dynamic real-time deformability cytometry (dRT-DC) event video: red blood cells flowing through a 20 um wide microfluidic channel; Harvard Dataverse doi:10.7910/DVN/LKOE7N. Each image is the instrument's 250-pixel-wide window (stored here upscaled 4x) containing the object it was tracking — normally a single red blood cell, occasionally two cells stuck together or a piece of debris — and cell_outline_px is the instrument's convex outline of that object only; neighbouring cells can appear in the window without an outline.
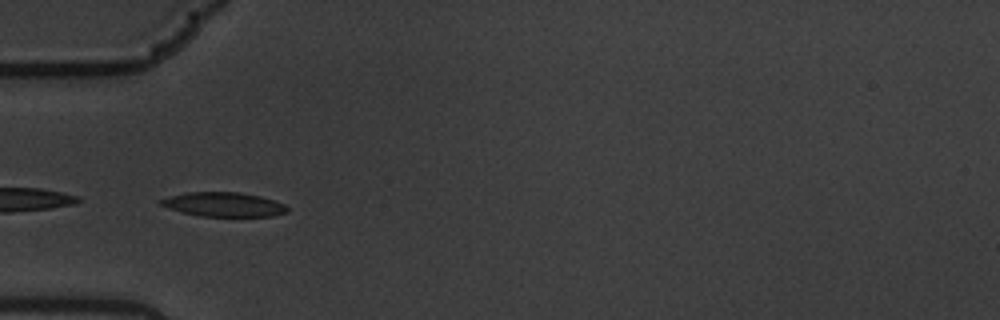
{"species": "common noctule bat (a hibernating species)", "species_latin": "Nyctalus noctula", "temperature_condition": "warm", "stored_images_in_passage": 5, "camera_frame_rate_fps": 3000, "um_per_image_px": 0.085, "animal": {"sex": "male", "body_mass_g": 19.5, "forearm_length_mm": 54.6}, "frame": {"image": 1, "passage_image": 4, "time_ms": 1.0, "image_size_px": [1000, 320], "cell_outline_px": [[288, 212], [272, 216], [200, 216], [168, 208], [160, 204], [160, 200], [172, 196], [188, 192], [240, 192], [260, 196], [276, 200], [284, 204], [288, 208]], "centroid_in_image_um": [19.07, 17.37], "position_along_channel_um": 65.9, "area_um2": 17.74}}